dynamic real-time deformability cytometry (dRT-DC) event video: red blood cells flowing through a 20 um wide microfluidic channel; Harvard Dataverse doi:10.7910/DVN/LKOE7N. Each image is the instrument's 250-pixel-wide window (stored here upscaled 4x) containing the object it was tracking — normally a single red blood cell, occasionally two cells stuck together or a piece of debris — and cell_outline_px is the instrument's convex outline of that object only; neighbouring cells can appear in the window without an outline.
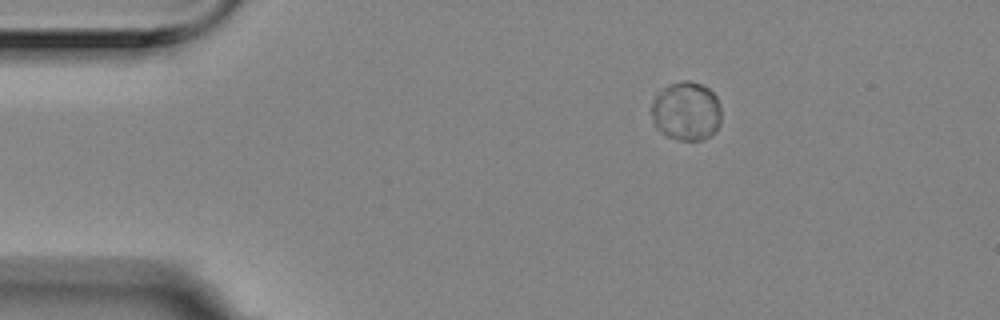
{"species": "Egyptian fruit bat (a non-hibernating species)", "species_latin": "Rousettus aegyptiacus", "temperature_condition": "room temperature", "stored_images_in_passage": 6, "segment_of_instrument_passage": [2, 2], "camera_frame_rate_fps": 3000, "um_per_image_px": 0.085, "animal": {"sex": "female"}, "frame": {"image": 1, "passage_image": 6, "time_ms": 1.667, "image_size_px": [1000, 320], "cell_outline_px": [[720, 124], [704, 140], [680, 140], [664, 136], [656, 128], [652, 120], [652, 100], [656, 92], [668, 84], [680, 80], [688, 80], [700, 84], [708, 88], [716, 96], [720, 104]], "centroid_in_image_um": [58.29, 9.43], "position_along_channel_um": 26.7, "area_um2": 24.28}}